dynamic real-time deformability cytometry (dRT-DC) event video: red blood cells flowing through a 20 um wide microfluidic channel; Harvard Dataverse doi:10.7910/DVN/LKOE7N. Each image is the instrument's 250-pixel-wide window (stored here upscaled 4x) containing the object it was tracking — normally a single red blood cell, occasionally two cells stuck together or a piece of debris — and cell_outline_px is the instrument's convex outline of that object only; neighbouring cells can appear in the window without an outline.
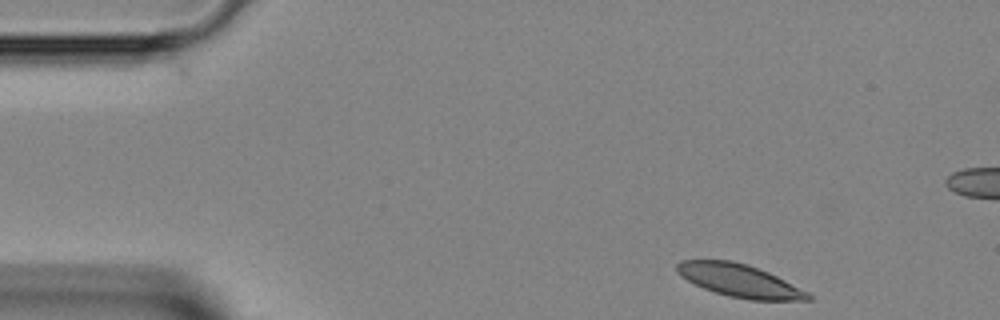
{"species": "Egyptian fruit bat (a non-hibernating species)", "species_latin": "Rousettus aegyptiacus", "temperature_condition": "room temperature", "stored_images_in_passage": 42, "camera_frame_rate_fps": 3000, "um_per_image_px": 0.085, "animal": {"sex": "female"}, "frame": {"image": 1, "passage_image": 1, "time_ms": 0.0, "image_size_px": [1000, 320], "cell_outline_px": [[812, 300], [752, 300], [728, 296], [704, 288], [680, 276], [676, 272], [676, 264], [680, 260], [732, 260], [748, 264], [768, 272], [808, 292], [812, 296]], "centroid_in_image_um": [62.84, 23.84], "position_along_channel_um": 22.2, "area_um2": 24.91}}
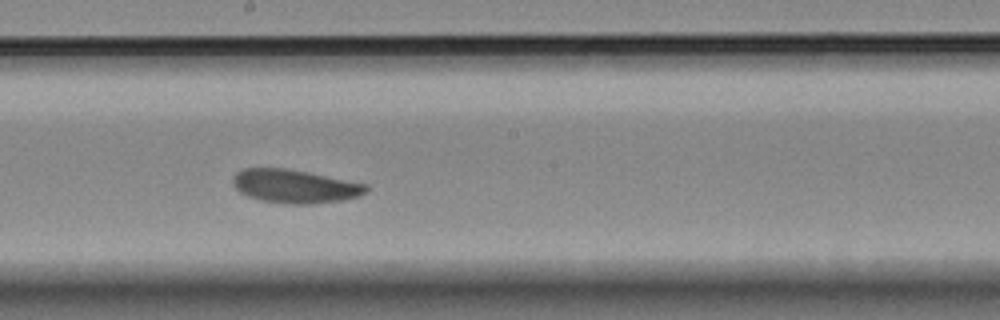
{"frame": {"image": 2, "passage_image": 20, "time_ms": 6.333, "image_size_px": [1000, 320], "cell_outline_px": [[368, 192], [360, 196], [340, 200], [308, 204], [284, 204], [260, 200], [248, 196], [240, 192], [232, 184], [232, 176], [236, 172], [244, 168], [284, 168], [308, 172], [368, 184]], "centroid_in_image_um": [25.05, 15.83], "position_along_channel_um": 223.2, "area_um2": 26.13}}
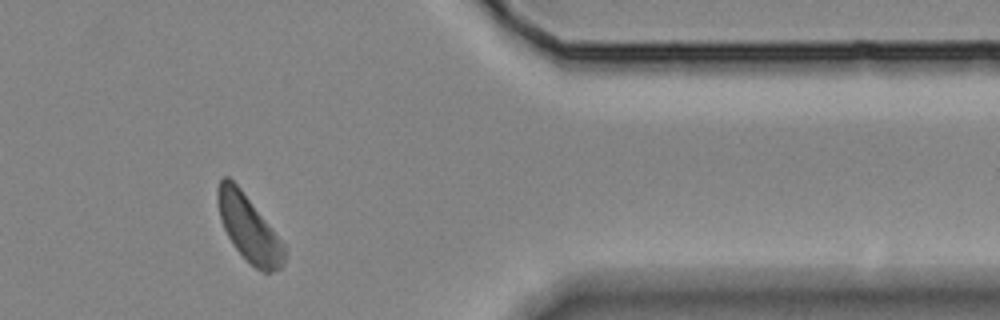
{"frame": {"image": 3, "passage_image": 33, "time_ms": 10.667, "image_size_px": [1000, 320], "cell_outline_px": [[288, 256], [284, 264], [280, 268], [272, 272], [264, 272], [256, 268], [232, 244], [220, 220], [216, 200], [216, 188], [220, 176], [228, 176], [240, 188], [284, 244]], "centroid_in_image_um": [21.13, 19.38], "position_along_channel_um": 390.3, "area_um2": 25.61}}